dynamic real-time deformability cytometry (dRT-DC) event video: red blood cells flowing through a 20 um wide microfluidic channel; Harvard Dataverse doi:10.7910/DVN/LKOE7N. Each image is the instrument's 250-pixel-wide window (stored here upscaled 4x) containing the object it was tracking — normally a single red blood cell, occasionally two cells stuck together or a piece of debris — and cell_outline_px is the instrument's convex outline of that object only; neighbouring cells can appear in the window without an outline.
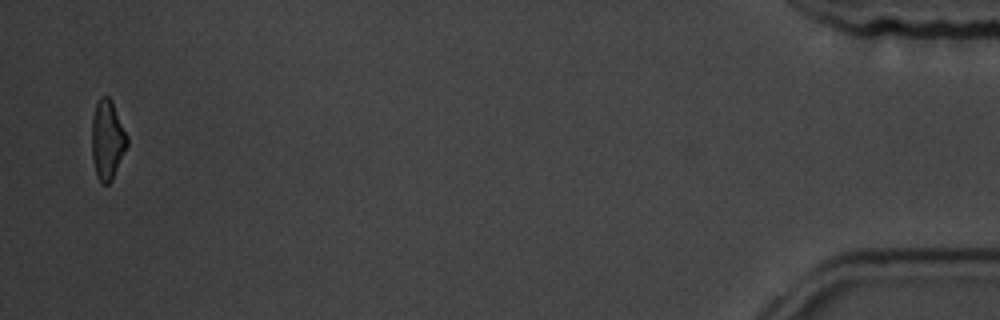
{"species": "common noctule bat (a hibernating species)", "species_latin": "Nyctalus noctula", "temperature_condition": "room temperature", "stored_images_in_passage": 17, "camera_frame_rate_fps": 3000, "um_per_image_px": 0.085, "animal": {"sex": "male", "body_mass_g": 19.5, "forearm_length_mm": 54.6}, "frame": {"image": 1, "passage_image": 17, "time_ms": 19.333, "image_size_px": [1000, 320], "cell_outline_px": [[128, 144], [112, 180], [108, 184], [100, 184], [96, 176], [92, 160], [92, 116], [96, 104], [100, 96], [108, 96], [112, 100], [128, 136]], "centroid_in_image_um": [9.12, 11.89], "position_along_channel_um": 426.1, "area_um2": 16.59}, "authors_computed_cell_mechanics": {"area_um2": 23.0044, "velocity_mm_per_s": 3.6193, "shape_relaxation_time_tau1_ms": 1.8903, "shape_relaxation_time_tau2_ms": 2.6368, "deformation_change_tau1": 0.1203, "deformation_change_tau2": 0.1099}}